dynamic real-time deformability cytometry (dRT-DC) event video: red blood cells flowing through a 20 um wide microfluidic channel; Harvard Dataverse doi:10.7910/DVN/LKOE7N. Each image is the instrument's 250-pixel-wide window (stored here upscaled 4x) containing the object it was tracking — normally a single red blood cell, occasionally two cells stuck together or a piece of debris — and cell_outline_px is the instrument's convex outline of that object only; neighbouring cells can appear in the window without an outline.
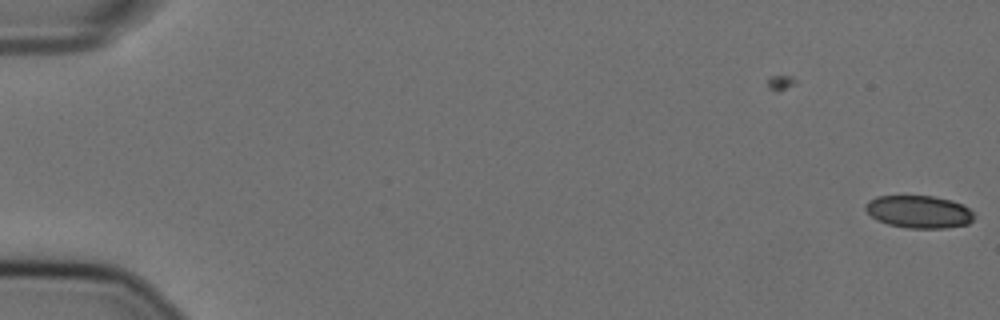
{"species": "Egyptian fruit bat (a non-hibernating species)", "species_latin": "Rousettus aegyptiacus", "temperature_condition": "cold", "stored_images_in_passage": 6, "camera_frame_rate_fps": 3000, "um_per_image_px": 0.085, "animal": {"sex": "female"}, "frame": {"image": 1, "passage_image": 6, "time_ms": 1.667, "image_size_px": [1000, 320], "cell_outline_px": [[972, 220], [968, 224], [944, 228], [908, 228], [888, 224], [876, 220], [864, 208], [864, 204], [868, 200], [876, 196], [932, 196], [952, 200], [964, 204], [972, 212]], "centroid_in_image_um": [78.08, 17.99], "position_along_channel_um": 6.9, "area_um2": 20.63}}